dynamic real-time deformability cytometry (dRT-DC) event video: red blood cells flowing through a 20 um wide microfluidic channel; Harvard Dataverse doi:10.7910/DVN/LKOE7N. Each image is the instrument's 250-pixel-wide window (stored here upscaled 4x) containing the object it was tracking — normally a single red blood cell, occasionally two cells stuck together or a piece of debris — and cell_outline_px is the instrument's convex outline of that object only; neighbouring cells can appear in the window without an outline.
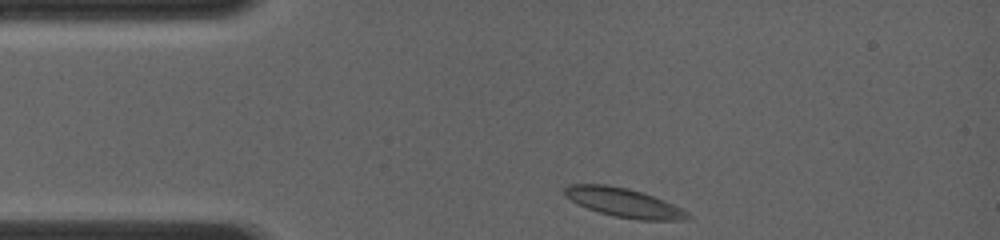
{"species": "common noctule bat (a hibernating species)", "species_latin": "Nyctalus noctula", "temperature_condition": "room temperature", "stored_images_in_passage": 43, "camera_frame_rate_fps": 4000, "um_per_image_px": 0.085, "animal": {"sex": "female", "body_mass_g": 19.0, "forearm_length_mm": 56.7}, "frame": {"image": 1, "passage_image": 1, "time_ms": 0.0, "image_size_px": [1000, 240], "cell_outline_px": [[692, 216], [688, 220], [636, 220], [612, 216], [588, 208], [564, 196], [564, 188], [568, 184], [608, 184], [628, 188], [664, 200], [688, 212]], "centroid_in_image_um": [53.03, 17.23], "position_along_channel_um": 32.0, "area_um2": 20.75}}
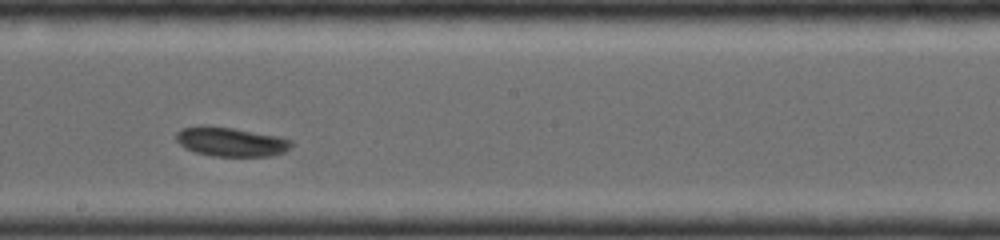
{"frame": {"image": 2, "passage_image": 28, "time_ms": 5.5, "image_size_px": [1000, 240], "cell_outline_px": [[292, 148], [284, 152], [272, 156], [212, 156], [196, 152], [184, 148], [176, 140], [176, 132], [180, 128], [200, 124], [232, 128], [280, 136], [292, 140]], "centroid_in_image_um": [19.61, 12.04], "position_along_channel_um": 228.6, "area_um2": 19.94}}
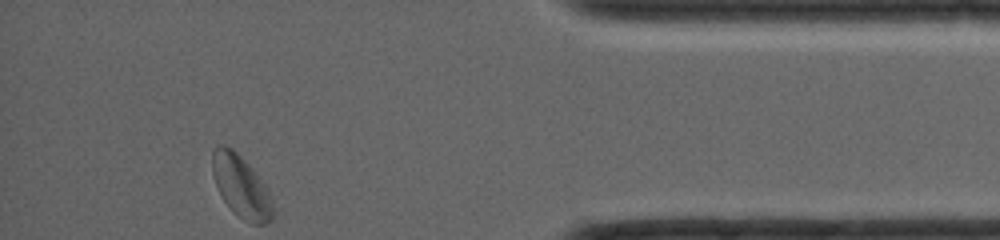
{"frame": {"image": 3, "passage_image": 43, "time_ms": 10.5, "image_size_px": [1000, 240], "cell_outline_px": [[272, 220], [264, 224], [252, 224], [244, 220], [232, 212], [224, 200], [216, 184], [212, 172], [212, 152], [220, 144], [224, 144], [232, 148], [252, 168], [268, 188], [272, 200]], "centroid_in_image_um": [20.5, 15.86], "position_along_channel_um": 414.7, "area_um2": 21.79}}